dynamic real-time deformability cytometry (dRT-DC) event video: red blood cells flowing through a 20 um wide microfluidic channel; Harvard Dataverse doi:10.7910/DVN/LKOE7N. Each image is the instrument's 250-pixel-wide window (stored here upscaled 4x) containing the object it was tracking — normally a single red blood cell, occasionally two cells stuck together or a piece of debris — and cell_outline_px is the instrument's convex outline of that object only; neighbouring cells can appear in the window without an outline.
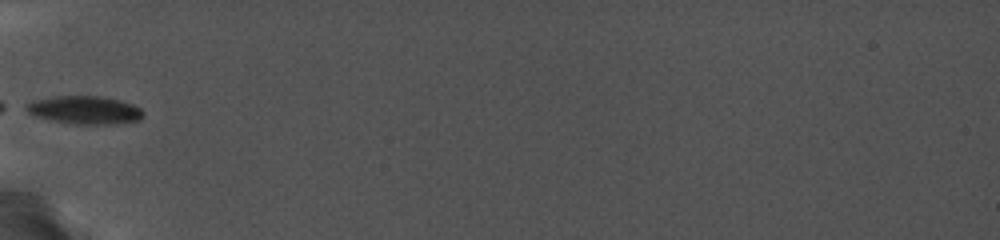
{"species": "common noctule bat (a hibernating species)", "species_latin": "Nyctalus noctula", "temperature_condition": "cold", "stored_images_in_passage": 22, "camera_frame_rate_fps": 5000, "um_per_image_px": 0.085, "animal": {"sex": "female", "body_mass_g": 19.0, "forearm_length_mm": 56.7}, "frame": {"image": 1, "passage_image": 1, "time_ms": 0.0, "image_size_px": [1000, 240], "cell_outline_px": [[144, 116], [140, 120], [108, 124], [76, 124], [52, 120], [36, 116], [28, 112], [28, 104], [36, 100], [56, 96], [96, 96], [120, 100], [132, 104], [140, 108], [144, 112]], "centroid_in_image_um": [7.26, 9.35], "position_along_channel_um": 77.7, "area_um2": 18.73}}